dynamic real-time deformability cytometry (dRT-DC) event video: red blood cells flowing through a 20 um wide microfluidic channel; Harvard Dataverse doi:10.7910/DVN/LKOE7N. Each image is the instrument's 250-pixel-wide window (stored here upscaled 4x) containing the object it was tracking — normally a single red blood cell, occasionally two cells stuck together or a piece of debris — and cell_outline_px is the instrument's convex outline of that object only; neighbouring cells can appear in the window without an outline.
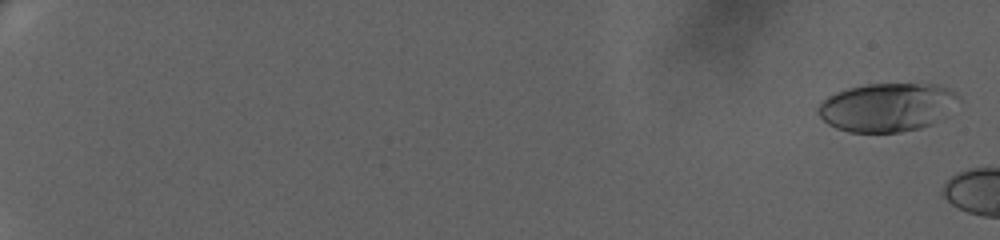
{"species": "human", "species_latin": "Homo sapiens", "temperature_condition": "warm", "stored_images_in_passage": 10, "camera_frame_rate_fps": 3000, "um_per_image_px": 0.085, "donor": {"sex": "female"}, "frame": {"image": 1, "passage_image": 2, "time_ms": 0.333, "image_size_px": [1000, 240], "cell_outline_px": [[960, 100], [928, 124], [920, 128], [900, 132], [848, 132], [836, 128], [828, 124], [816, 112], [816, 108], [828, 96], [836, 92], [848, 88], [868, 84], [940, 84], [956, 92], [960, 96]], "centroid_in_image_um": [75.34, 9.1], "position_along_channel_um": 9.7, "area_um2": 39.25}}